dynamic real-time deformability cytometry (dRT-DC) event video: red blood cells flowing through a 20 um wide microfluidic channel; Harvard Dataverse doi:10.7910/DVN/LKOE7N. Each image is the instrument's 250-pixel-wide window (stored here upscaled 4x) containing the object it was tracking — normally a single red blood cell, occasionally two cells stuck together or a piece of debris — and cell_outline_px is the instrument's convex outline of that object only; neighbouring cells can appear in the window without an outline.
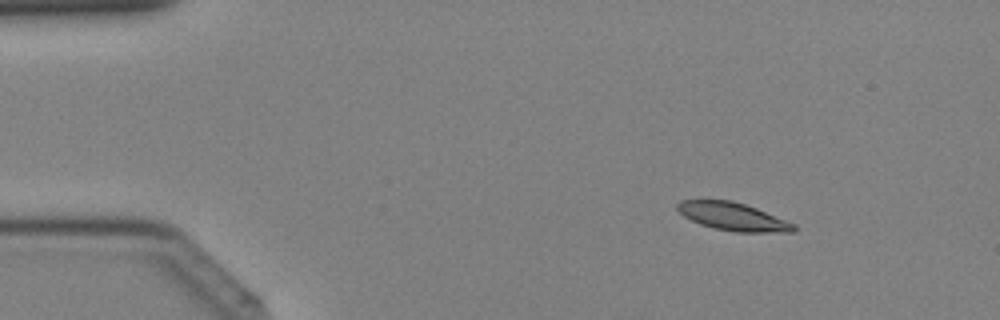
{"species": "Egyptian fruit bat (a non-hibernating species)", "species_latin": "Rousettus aegyptiacus", "temperature_condition": "cold", "stored_images_in_passage": 41, "camera_frame_rate_fps": 3000, "um_per_image_px": 0.085, "animal": {"sex": "female"}, "frame": {"image": 1, "passage_image": 6, "time_ms": 1.667, "image_size_px": [1000, 320], "cell_outline_px": [[796, 232], [736, 232], [716, 228], [700, 224], [684, 216], [676, 208], [676, 204], [680, 200], [732, 200], [756, 208], [796, 224]], "centroid_in_image_um": [62.32, 18.41], "position_along_channel_um": 22.7, "area_um2": 18.84}}
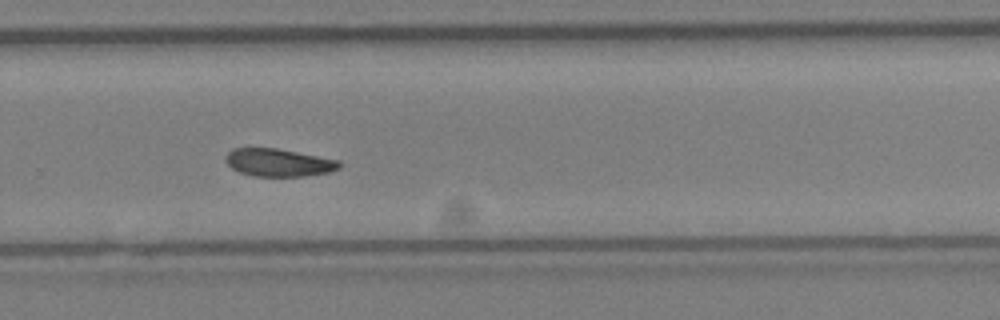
{"frame": {"image": 2, "passage_image": 28, "time_ms": 9.0, "image_size_px": [1000, 320], "cell_outline_px": [[340, 168], [328, 172], [304, 176], [252, 176], [240, 172], [232, 168], [224, 160], [224, 156], [232, 148], [276, 148], [340, 160]], "centroid_in_image_um": [23.65, 13.81], "position_along_channel_um": 306.1, "area_um2": 18.38}}
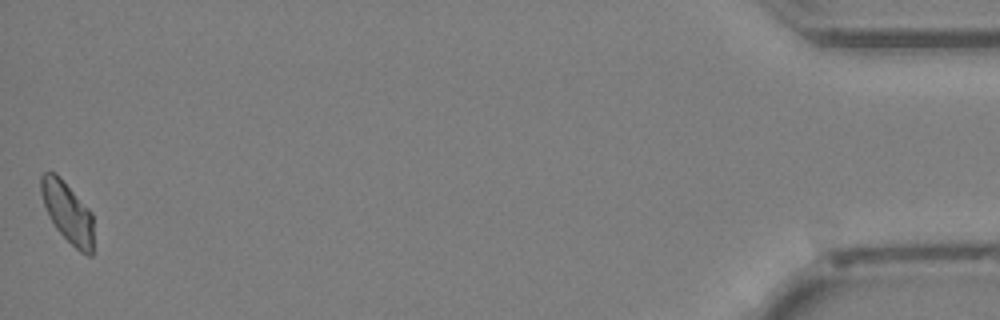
{"frame": {"image": 3, "passage_image": 41, "time_ms": 13.333, "image_size_px": [1000, 320], "cell_outline_px": [[92, 256], [88, 256], [80, 252], [56, 228], [44, 204], [40, 192], [40, 176], [44, 172], [56, 172], [60, 176], [92, 212]], "centroid_in_image_um": [5.74, 18.0], "position_along_channel_um": 429.5, "area_um2": 18.32}}